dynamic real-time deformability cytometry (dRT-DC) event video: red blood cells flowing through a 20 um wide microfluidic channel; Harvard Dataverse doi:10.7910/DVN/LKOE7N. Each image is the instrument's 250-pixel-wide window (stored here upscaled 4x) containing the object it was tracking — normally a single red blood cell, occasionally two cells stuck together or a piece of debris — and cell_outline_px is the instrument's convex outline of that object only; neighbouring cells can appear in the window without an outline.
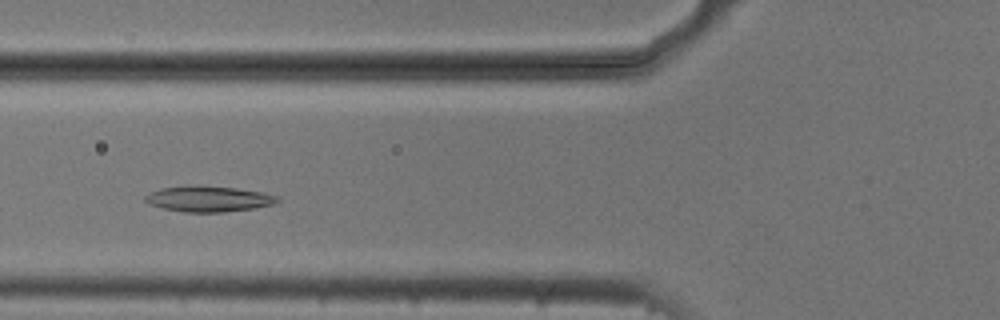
{"species": "common noctule bat (a hibernating species)", "species_latin": "Nyctalus noctula", "temperature_condition": "cold", "stored_images_in_passage": 39, "camera_frame_rate_fps": 3000, "um_per_image_px": 0.085, "animal": {"sex": "male", "body_mass_g": 20.5, "forearm_length_mm": 52.5}, "frame": {"image": 1, "passage_image": 6, "time_ms": 1.667, "image_size_px": [1000, 320], "cell_outline_px": [[280, 200], [276, 204], [256, 208], [224, 212], [184, 212], [164, 208], [148, 204], [144, 200], [144, 196], [148, 192], [160, 188], [196, 184], [236, 188], [260, 192], [276, 196]], "centroid_in_image_um": [17.69, 16.89], "position_along_channel_um": 108.1, "area_um2": 20.11}}
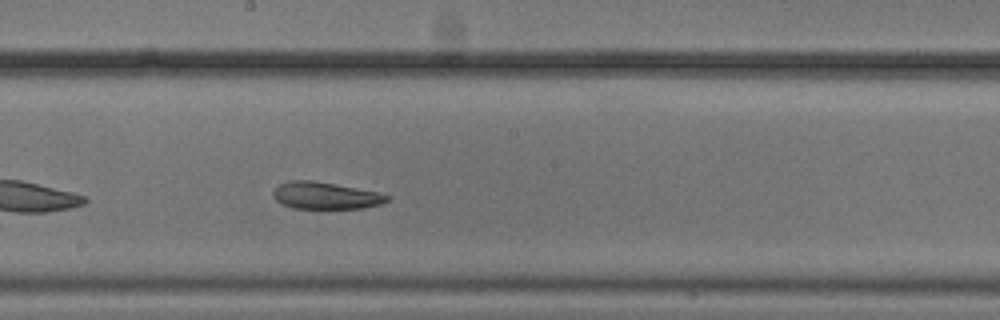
{"frame": {"image": 2, "passage_image": 15, "time_ms": 4.667, "image_size_px": [1000, 320], "cell_outline_px": [[392, 196], [384, 204], [364, 208], [292, 208], [280, 204], [272, 196], [272, 192], [280, 184], [292, 180], [312, 180], [336, 184], [380, 192]], "centroid_in_image_um": [27.7, 16.63], "position_along_channel_um": 220.5, "area_um2": 18.15}}
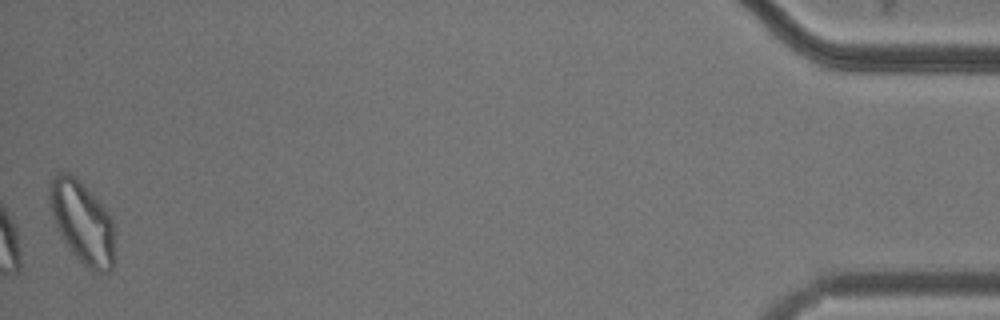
{"frame": {"image": 3, "passage_image": 39, "time_ms": 12.667, "image_size_px": [1000, 320], "cell_outline_px": [[116, 232], [112, 268], [104, 272], [96, 272], [88, 268], [68, 248], [56, 224], [48, 200], [48, 188], [56, 172], [68, 172], [76, 176], [104, 208], [112, 220]], "centroid_in_image_um": [7.0, 18.87], "position_along_channel_um": 428.2, "area_um2": 31.04}, "authors_computed_cell_mechanics": {"area_um2": 19.5942, "velocity_mm_per_s": 3.7332, "shape_relaxation_time_tau1_ms": 7.6978, "shape_relaxation_time_tau2_ms": 3.5647, "deformation_change_tau1": 0.1687, "deformation_change_tau2": 0.099}}